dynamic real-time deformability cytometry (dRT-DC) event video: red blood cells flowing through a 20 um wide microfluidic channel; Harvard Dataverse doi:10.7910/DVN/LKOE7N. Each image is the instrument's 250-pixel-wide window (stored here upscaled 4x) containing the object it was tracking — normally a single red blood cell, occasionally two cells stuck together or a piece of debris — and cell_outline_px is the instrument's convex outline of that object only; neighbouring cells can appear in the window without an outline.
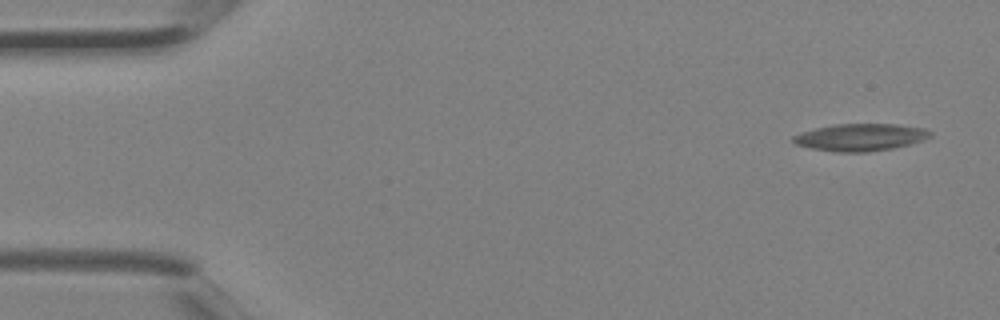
{"species": "Egyptian fruit bat (a non-hibernating species)", "species_latin": "Rousettus aegyptiacus", "temperature_condition": "room temperature", "stored_images_in_passage": 4, "camera_frame_rate_fps": 3000, "um_per_image_px": 0.085, "animal": {"sex": "female"}, "frame": {"image": 1, "passage_image": 1, "time_ms": 0.0, "image_size_px": [1000, 320], "cell_outline_px": [[932, 136], [912, 144], [892, 148], [868, 152], [836, 152], [812, 148], [796, 144], [792, 140], [792, 136], [800, 132], [816, 128], [836, 124], [896, 124], [924, 128], [932, 132]], "centroid_in_image_um": [73.15, 11.67], "position_along_channel_um": 11.9, "area_um2": 21.73}}
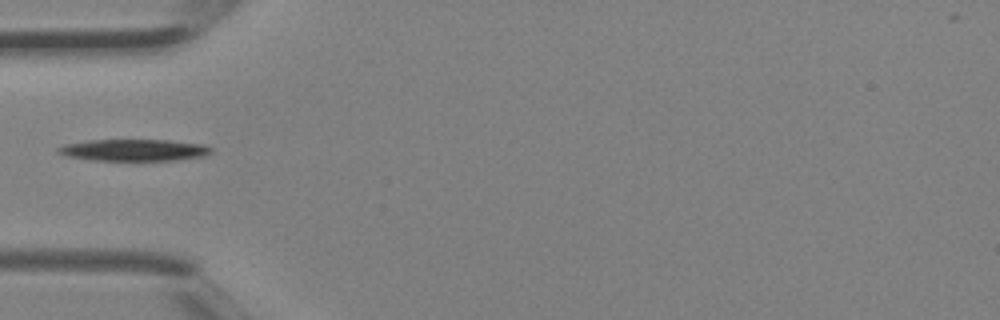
{"frame": {"image": 2, "passage_image": 4, "time_ms": 1.0, "image_size_px": [1000, 320], "cell_outline_px": [[212, 152], [204, 156], [180, 160], [92, 160], [64, 156], [56, 152], [56, 148], [64, 144], [88, 140], [168, 140], [204, 144], [212, 148]], "centroid_in_image_um": [11.37, 12.75], "position_along_channel_um": 73.6, "area_um2": 19.54}}